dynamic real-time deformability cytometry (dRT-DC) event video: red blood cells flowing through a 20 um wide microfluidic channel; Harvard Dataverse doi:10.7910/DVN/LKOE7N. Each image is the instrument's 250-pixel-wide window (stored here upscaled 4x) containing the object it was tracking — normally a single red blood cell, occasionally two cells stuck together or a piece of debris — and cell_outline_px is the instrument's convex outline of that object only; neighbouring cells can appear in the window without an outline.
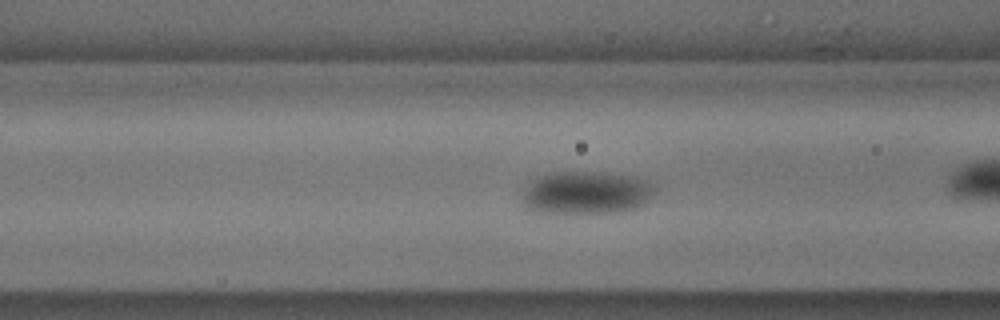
{"species": "common noctule bat (a hibernating species)", "species_latin": "Nyctalus noctula", "temperature_condition": "cold", "stored_images_in_passage": 48, "camera_frame_rate_fps": 3000, "um_per_image_px": 0.085, "animal": {"sex": "male", "body_mass_g": 18.8}, "frame": {"image": 1, "passage_image": 21, "time_ms": 6.667, "image_size_px": [1000, 320], "cell_outline_px": [[656, 192], [644, 204], [620, 212], [536, 212], [528, 208], [520, 200], [524, 184], [528, 180], [536, 176], [548, 172], [600, 172], [636, 176], [648, 180], [656, 184]], "centroid_in_image_um": [49.8, 16.34], "position_along_channel_um": 116.8, "area_um2": 33.81}}